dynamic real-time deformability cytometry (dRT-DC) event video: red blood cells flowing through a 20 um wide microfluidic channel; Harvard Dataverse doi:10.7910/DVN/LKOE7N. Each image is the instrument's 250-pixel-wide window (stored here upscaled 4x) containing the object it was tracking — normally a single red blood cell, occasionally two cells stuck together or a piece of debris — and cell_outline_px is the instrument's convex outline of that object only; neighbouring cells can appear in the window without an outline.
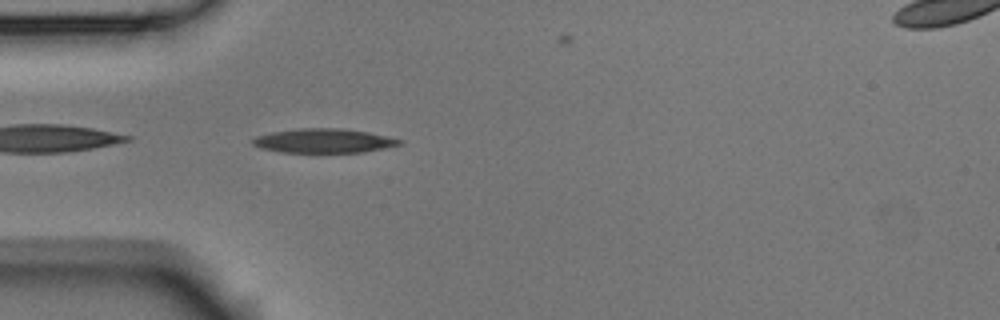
{"species": "Egyptian fruit bat (a non-hibernating species)", "species_latin": "Rousettus aegyptiacus", "temperature_condition": "room temperature", "stored_images_in_passage": 1, "camera_frame_rate_fps": 3000, "um_per_image_px": 0.085, "animal": {"sex": "male"}, "frame": {"image": 1, "passage_image": 1, "time_ms": 0.0, "image_size_px": [1000, 320], "cell_outline_px": [[404, 144], [364, 152], [280, 152], [260, 148], [252, 144], [252, 140], [256, 136], [272, 132], [300, 128], [340, 128], [368, 132], [404, 140]], "centroid_in_image_um": [27.54, 11.96], "position_along_channel_um": 57.5, "area_um2": 20.69}}